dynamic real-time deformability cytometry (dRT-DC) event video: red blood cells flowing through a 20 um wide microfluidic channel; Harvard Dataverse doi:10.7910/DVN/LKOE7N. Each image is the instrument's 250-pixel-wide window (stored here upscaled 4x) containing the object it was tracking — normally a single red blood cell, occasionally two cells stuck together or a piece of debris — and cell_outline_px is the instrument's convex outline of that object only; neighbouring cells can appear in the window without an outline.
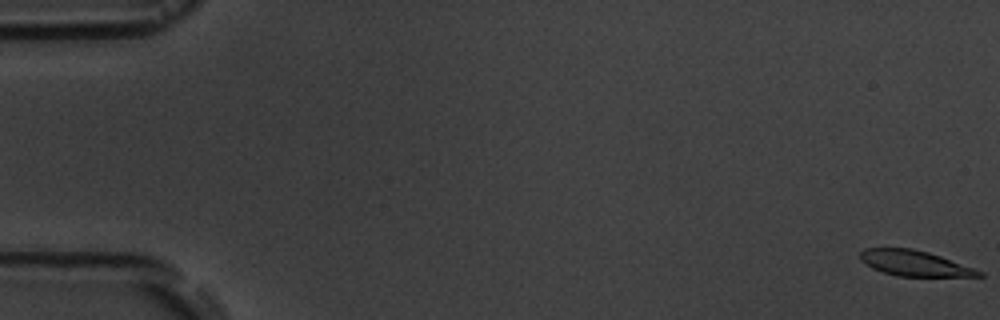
{"species": "common noctule bat (a hibernating species)", "species_latin": "Nyctalus noctula", "temperature_condition": "room temperature", "stored_images_in_passage": 4, "camera_frame_rate_fps": 3000, "um_per_image_px": 0.085, "animal": {"sex": "male", "body_mass_g": 19.5, "forearm_length_mm": 54.6}, "frame": {"image": 1, "passage_image": 4, "time_ms": 3.333, "image_size_px": [1000, 320], "cell_outline_px": [[984, 276], [896, 276], [872, 268], [864, 264], [860, 260], [860, 252], [864, 248], [912, 248], [928, 252], [940, 256], [984, 272]], "centroid_in_image_um": [77.69, 22.37], "position_along_channel_um": 7.3, "area_um2": 17.51}}